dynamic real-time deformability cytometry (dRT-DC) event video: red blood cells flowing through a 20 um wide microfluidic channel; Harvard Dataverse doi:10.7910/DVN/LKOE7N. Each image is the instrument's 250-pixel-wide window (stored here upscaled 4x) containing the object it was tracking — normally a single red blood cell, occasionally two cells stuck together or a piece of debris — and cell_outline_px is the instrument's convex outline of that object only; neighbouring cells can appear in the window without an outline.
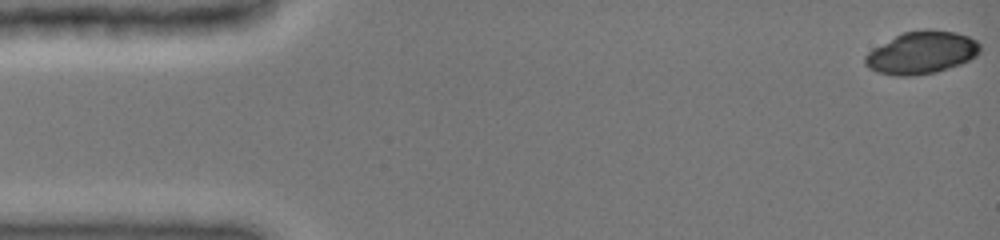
{"species": "common noctule bat (a hibernating species)", "species_latin": "Nyctalus noctula", "temperature_condition": "cold", "stored_images_in_passage": 48, "camera_frame_rate_fps": 3000, "um_per_image_px": 0.085, "animal": {"sex": "female", "body_mass_g": 19.0, "forearm_length_mm": 51.5}, "frame": {"image": 1, "passage_image": 1, "time_ms": 0.0, "image_size_px": [1000, 240], "cell_outline_px": [[980, 52], [976, 56], [960, 64], [936, 72], [912, 76], [896, 76], [876, 72], [868, 68], [864, 64], [864, 56], [872, 48], [904, 32], [924, 28], [928, 28], [956, 32], [968, 36], [976, 40], [980, 44]], "centroid_in_image_um": [78.32, 4.47], "position_along_channel_um": 6.7, "area_um2": 28.73}}
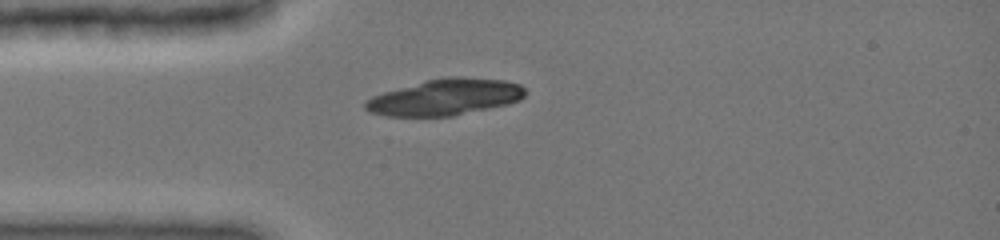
{"frame": {"image": 2, "passage_image": 13, "time_ms": 4.0, "image_size_px": [1000, 240], "cell_outline_px": [[524, 96], [520, 100], [508, 104], [452, 116], [384, 116], [368, 112], [364, 108], [364, 100], [372, 96], [384, 92], [428, 80], [448, 76], [460, 76], [504, 80], [520, 84], [524, 88]], "centroid_in_image_um": [37.82, 8.26], "position_along_channel_um": 47.2, "area_um2": 33.76}}